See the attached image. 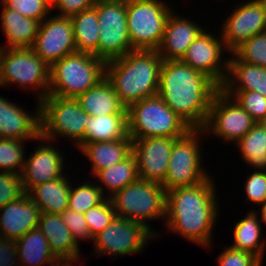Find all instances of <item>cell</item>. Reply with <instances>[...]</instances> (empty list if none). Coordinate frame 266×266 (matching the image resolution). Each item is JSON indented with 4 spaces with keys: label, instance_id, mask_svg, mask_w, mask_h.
<instances>
[{
    "label": "cell",
    "instance_id": "36",
    "mask_svg": "<svg viewBox=\"0 0 266 266\" xmlns=\"http://www.w3.org/2000/svg\"><path fill=\"white\" fill-rule=\"evenodd\" d=\"M232 53L240 61L266 68V31L243 42Z\"/></svg>",
    "mask_w": 266,
    "mask_h": 266
},
{
    "label": "cell",
    "instance_id": "10",
    "mask_svg": "<svg viewBox=\"0 0 266 266\" xmlns=\"http://www.w3.org/2000/svg\"><path fill=\"white\" fill-rule=\"evenodd\" d=\"M204 135L206 136L203 129H191L175 140L166 177L161 184L166 192L177 187L199 184L211 175L203 169L202 164L203 153L199 141Z\"/></svg>",
    "mask_w": 266,
    "mask_h": 266
},
{
    "label": "cell",
    "instance_id": "24",
    "mask_svg": "<svg viewBox=\"0 0 266 266\" xmlns=\"http://www.w3.org/2000/svg\"><path fill=\"white\" fill-rule=\"evenodd\" d=\"M76 100L90 116L127 114L110 81L104 77L95 86L79 95Z\"/></svg>",
    "mask_w": 266,
    "mask_h": 266
},
{
    "label": "cell",
    "instance_id": "31",
    "mask_svg": "<svg viewBox=\"0 0 266 266\" xmlns=\"http://www.w3.org/2000/svg\"><path fill=\"white\" fill-rule=\"evenodd\" d=\"M93 177L98 178L97 182L99 181V184L97 186L105 196L107 195L110 198L117 191L139 179L137 160L134 154L131 153L123 161L97 172ZM106 191L109 194L104 193Z\"/></svg>",
    "mask_w": 266,
    "mask_h": 266
},
{
    "label": "cell",
    "instance_id": "5",
    "mask_svg": "<svg viewBox=\"0 0 266 266\" xmlns=\"http://www.w3.org/2000/svg\"><path fill=\"white\" fill-rule=\"evenodd\" d=\"M116 217L139 222L159 238L160 235L147 221L166 218V191L155 182L137 179L110 197Z\"/></svg>",
    "mask_w": 266,
    "mask_h": 266
},
{
    "label": "cell",
    "instance_id": "49",
    "mask_svg": "<svg viewBox=\"0 0 266 266\" xmlns=\"http://www.w3.org/2000/svg\"><path fill=\"white\" fill-rule=\"evenodd\" d=\"M255 1L262 3L266 7V0H255Z\"/></svg>",
    "mask_w": 266,
    "mask_h": 266
},
{
    "label": "cell",
    "instance_id": "20",
    "mask_svg": "<svg viewBox=\"0 0 266 266\" xmlns=\"http://www.w3.org/2000/svg\"><path fill=\"white\" fill-rule=\"evenodd\" d=\"M41 211L26 193L0 208V237L17 240L37 228Z\"/></svg>",
    "mask_w": 266,
    "mask_h": 266
},
{
    "label": "cell",
    "instance_id": "11",
    "mask_svg": "<svg viewBox=\"0 0 266 266\" xmlns=\"http://www.w3.org/2000/svg\"><path fill=\"white\" fill-rule=\"evenodd\" d=\"M94 8L99 17L97 57L107 62L133 51L127 26V0H98Z\"/></svg>",
    "mask_w": 266,
    "mask_h": 266
},
{
    "label": "cell",
    "instance_id": "33",
    "mask_svg": "<svg viewBox=\"0 0 266 266\" xmlns=\"http://www.w3.org/2000/svg\"><path fill=\"white\" fill-rule=\"evenodd\" d=\"M234 146L246 165L253 170H266V128L260 123H255Z\"/></svg>",
    "mask_w": 266,
    "mask_h": 266
},
{
    "label": "cell",
    "instance_id": "28",
    "mask_svg": "<svg viewBox=\"0 0 266 266\" xmlns=\"http://www.w3.org/2000/svg\"><path fill=\"white\" fill-rule=\"evenodd\" d=\"M247 215L236 221L233 227V244L230 247L247 251L257 256L262 262L265 256L266 239L262 237V224L255 210L247 211ZM263 239V240H262Z\"/></svg>",
    "mask_w": 266,
    "mask_h": 266
},
{
    "label": "cell",
    "instance_id": "48",
    "mask_svg": "<svg viewBox=\"0 0 266 266\" xmlns=\"http://www.w3.org/2000/svg\"><path fill=\"white\" fill-rule=\"evenodd\" d=\"M258 123H260L264 128H266V115Z\"/></svg>",
    "mask_w": 266,
    "mask_h": 266
},
{
    "label": "cell",
    "instance_id": "21",
    "mask_svg": "<svg viewBox=\"0 0 266 266\" xmlns=\"http://www.w3.org/2000/svg\"><path fill=\"white\" fill-rule=\"evenodd\" d=\"M179 16L172 11L169 15L158 54L163 60H181L189 45L205 29L198 23Z\"/></svg>",
    "mask_w": 266,
    "mask_h": 266
},
{
    "label": "cell",
    "instance_id": "37",
    "mask_svg": "<svg viewBox=\"0 0 266 266\" xmlns=\"http://www.w3.org/2000/svg\"><path fill=\"white\" fill-rule=\"evenodd\" d=\"M3 5L40 23L52 12V0H4Z\"/></svg>",
    "mask_w": 266,
    "mask_h": 266
},
{
    "label": "cell",
    "instance_id": "39",
    "mask_svg": "<svg viewBox=\"0 0 266 266\" xmlns=\"http://www.w3.org/2000/svg\"><path fill=\"white\" fill-rule=\"evenodd\" d=\"M258 123L266 115V97L256 91L223 90Z\"/></svg>",
    "mask_w": 266,
    "mask_h": 266
},
{
    "label": "cell",
    "instance_id": "27",
    "mask_svg": "<svg viewBox=\"0 0 266 266\" xmlns=\"http://www.w3.org/2000/svg\"><path fill=\"white\" fill-rule=\"evenodd\" d=\"M71 181L69 175L36 185L29 192L30 198L41 213L61 214L68 209Z\"/></svg>",
    "mask_w": 266,
    "mask_h": 266
},
{
    "label": "cell",
    "instance_id": "4",
    "mask_svg": "<svg viewBox=\"0 0 266 266\" xmlns=\"http://www.w3.org/2000/svg\"><path fill=\"white\" fill-rule=\"evenodd\" d=\"M106 62L93 54L75 52L50 66L48 95L77 98L105 77Z\"/></svg>",
    "mask_w": 266,
    "mask_h": 266
},
{
    "label": "cell",
    "instance_id": "42",
    "mask_svg": "<svg viewBox=\"0 0 266 266\" xmlns=\"http://www.w3.org/2000/svg\"><path fill=\"white\" fill-rule=\"evenodd\" d=\"M218 266H262V261L254 254L226 247L221 254L217 256Z\"/></svg>",
    "mask_w": 266,
    "mask_h": 266
},
{
    "label": "cell",
    "instance_id": "35",
    "mask_svg": "<svg viewBox=\"0 0 266 266\" xmlns=\"http://www.w3.org/2000/svg\"><path fill=\"white\" fill-rule=\"evenodd\" d=\"M26 140L0 137V171L21 174L25 164Z\"/></svg>",
    "mask_w": 266,
    "mask_h": 266
},
{
    "label": "cell",
    "instance_id": "46",
    "mask_svg": "<svg viewBox=\"0 0 266 266\" xmlns=\"http://www.w3.org/2000/svg\"><path fill=\"white\" fill-rule=\"evenodd\" d=\"M80 259H81L80 256L76 258H60V259H56L50 266H74L75 262L77 265Z\"/></svg>",
    "mask_w": 266,
    "mask_h": 266
},
{
    "label": "cell",
    "instance_id": "8",
    "mask_svg": "<svg viewBox=\"0 0 266 266\" xmlns=\"http://www.w3.org/2000/svg\"><path fill=\"white\" fill-rule=\"evenodd\" d=\"M87 120L90 115L75 98L48 95L41 101V136L54 143L59 136L78 147L84 140Z\"/></svg>",
    "mask_w": 266,
    "mask_h": 266
},
{
    "label": "cell",
    "instance_id": "16",
    "mask_svg": "<svg viewBox=\"0 0 266 266\" xmlns=\"http://www.w3.org/2000/svg\"><path fill=\"white\" fill-rule=\"evenodd\" d=\"M32 50L49 66L77 52L70 17L48 16L39 25Z\"/></svg>",
    "mask_w": 266,
    "mask_h": 266
},
{
    "label": "cell",
    "instance_id": "17",
    "mask_svg": "<svg viewBox=\"0 0 266 266\" xmlns=\"http://www.w3.org/2000/svg\"><path fill=\"white\" fill-rule=\"evenodd\" d=\"M36 141L41 143L35 147L32 154L30 153L31 156L28 159L26 158L21 173L26 193L36 185L52 181L66 174V171H64L65 157L61 153L62 150L54 147L53 141L47 140L42 136Z\"/></svg>",
    "mask_w": 266,
    "mask_h": 266
},
{
    "label": "cell",
    "instance_id": "25",
    "mask_svg": "<svg viewBox=\"0 0 266 266\" xmlns=\"http://www.w3.org/2000/svg\"><path fill=\"white\" fill-rule=\"evenodd\" d=\"M0 24L7 41L1 47L22 48L32 47L38 34L40 22L9 10L2 4Z\"/></svg>",
    "mask_w": 266,
    "mask_h": 266
},
{
    "label": "cell",
    "instance_id": "19",
    "mask_svg": "<svg viewBox=\"0 0 266 266\" xmlns=\"http://www.w3.org/2000/svg\"><path fill=\"white\" fill-rule=\"evenodd\" d=\"M33 112L0 96V137L35 141L41 136V102L37 100Z\"/></svg>",
    "mask_w": 266,
    "mask_h": 266
},
{
    "label": "cell",
    "instance_id": "18",
    "mask_svg": "<svg viewBox=\"0 0 266 266\" xmlns=\"http://www.w3.org/2000/svg\"><path fill=\"white\" fill-rule=\"evenodd\" d=\"M177 138L149 137L132 139L139 178L162 184L165 180L172 146Z\"/></svg>",
    "mask_w": 266,
    "mask_h": 266
},
{
    "label": "cell",
    "instance_id": "12",
    "mask_svg": "<svg viewBox=\"0 0 266 266\" xmlns=\"http://www.w3.org/2000/svg\"><path fill=\"white\" fill-rule=\"evenodd\" d=\"M157 237L145 225L125 218L116 217L93 238L96 256H129L138 254Z\"/></svg>",
    "mask_w": 266,
    "mask_h": 266
},
{
    "label": "cell",
    "instance_id": "40",
    "mask_svg": "<svg viewBox=\"0 0 266 266\" xmlns=\"http://www.w3.org/2000/svg\"><path fill=\"white\" fill-rule=\"evenodd\" d=\"M25 194L21 174L0 171V208Z\"/></svg>",
    "mask_w": 266,
    "mask_h": 266
},
{
    "label": "cell",
    "instance_id": "32",
    "mask_svg": "<svg viewBox=\"0 0 266 266\" xmlns=\"http://www.w3.org/2000/svg\"><path fill=\"white\" fill-rule=\"evenodd\" d=\"M73 23L74 41L77 52L97 57L99 42V17L94 7L70 17Z\"/></svg>",
    "mask_w": 266,
    "mask_h": 266
},
{
    "label": "cell",
    "instance_id": "34",
    "mask_svg": "<svg viewBox=\"0 0 266 266\" xmlns=\"http://www.w3.org/2000/svg\"><path fill=\"white\" fill-rule=\"evenodd\" d=\"M86 181L81 185L79 183V186L77 184V187L71 183L68 209L84 214L89 208L97 206L107 198L97 186V182L95 184L92 183L94 181Z\"/></svg>",
    "mask_w": 266,
    "mask_h": 266
},
{
    "label": "cell",
    "instance_id": "30",
    "mask_svg": "<svg viewBox=\"0 0 266 266\" xmlns=\"http://www.w3.org/2000/svg\"><path fill=\"white\" fill-rule=\"evenodd\" d=\"M15 243L20 266H50L57 259L39 228L31 229Z\"/></svg>",
    "mask_w": 266,
    "mask_h": 266
},
{
    "label": "cell",
    "instance_id": "9",
    "mask_svg": "<svg viewBox=\"0 0 266 266\" xmlns=\"http://www.w3.org/2000/svg\"><path fill=\"white\" fill-rule=\"evenodd\" d=\"M163 0H127V26L133 50H157L172 7Z\"/></svg>",
    "mask_w": 266,
    "mask_h": 266
},
{
    "label": "cell",
    "instance_id": "23",
    "mask_svg": "<svg viewBox=\"0 0 266 266\" xmlns=\"http://www.w3.org/2000/svg\"><path fill=\"white\" fill-rule=\"evenodd\" d=\"M230 54L228 73L220 89L256 91L266 97V68L240 61Z\"/></svg>",
    "mask_w": 266,
    "mask_h": 266
},
{
    "label": "cell",
    "instance_id": "2",
    "mask_svg": "<svg viewBox=\"0 0 266 266\" xmlns=\"http://www.w3.org/2000/svg\"><path fill=\"white\" fill-rule=\"evenodd\" d=\"M219 89L206 74L181 60H163L157 95L192 129L204 127Z\"/></svg>",
    "mask_w": 266,
    "mask_h": 266
},
{
    "label": "cell",
    "instance_id": "6",
    "mask_svg": "<svg viewBox=\"0 0 266 266\" xmlns=\"http://www.w3.org/2000/svg\"><path fill=\"white\" fill-rule=\"evenodd\" d=\"M127 121L131 139L180 138L192 129L159 95L132 104L127 109Z\"/></svg>",
    "mask_w": 266,
    "mask_h": 266
},
{
    "label": "cell",
    "instance_id": "44",
    "mask_svg": "<svg viewBox=\"0 0 266 266\" xmlns=\"http://www.w3.org/2000/svg\"><path fill=\"white\" fill-rule=\"evenodd\" d=\"M98 0H52V11H58V16L72 17L81 11L92 8Z\"/></svg>",
    "mask_w": 266,
    "mask_h": 266
},
{
    "label": "cell",
    "instance_id": "3",
    "mask_svg": "<svg viewBox=\"0 0 266 266\" xmlns=\"http://www.w3.org/2000/svg\"><path fill=\"white\" fill-rule=\"evenodd\" d=\"M162 64L157 50H133L107 61L105 77L128 109L136 102L157 95Z\"/></svg>",
    "mask_w": 266,
    "mask_h": 266
},
{
    "label": "cell",
    "instance_id": "7",
    "mask_svg": "<svg viewBox=\"0 0 266 266\" xmlns=\"http://www.w3.org/2000/svg\"><path fill=\"white\" fill-rule=\"evenodd\" d=\"M49 82L50 66L31 47L3 48L0 87L18 84L22 90L35 89L36 100L41 102L48 96Z\"/></svg>",
    "mask_w": 266,
    "mask_h": 266
},
{
    "label": "cell",
    "instance_id": "45",
    "mask_svg": "<svg viewBox=\"0 0 266 266\" xmlns=\"http://www.w3.org/2000/svg\"><path fill=\"white\" fill-rule=\"evenodd\" d=\"M0 266H20L15 240L0 237Z\"/></svg>",
    "mask_w": 266,
    "mask_h": 266
},
{
    "label": "cell",
    "instance_id": "29",
    "mask_svg": "<svg viewBox=\"0 0 266 266\" xmlns=\"http://www.w3.org/2000/svg\"><path fill=\"white\" fill-rule=\"evenodd\" d=\"M127 136V114L90 116V120H87L85 124L84 140L77 149L80 150L85 144L116 141Z\"/></svg>",
    "mask_w": 266,
    "mask_h": 266
},
{
    "label": "cell",
    "instance_id": "13",
    "mask_svg": "<svg viewBox=\"0 0 266 266\" xmlns=\"http://www.w3.org/2000/svg\"><path fill=\"white\" fill-rule=\"evenodd\" d=\"M252 117L231 96L219 89L211 102L205 134L216 135L225 142L237 143L255 124ZM210 133V134H209Z\"/></svg>",
    "mask_w": 266,
    "mask_h": 266
},
{
    "label": "cell",
    "instance_id": "26",
    "mask_svg": "<svg viewBox=\"0 0 266 266\" xmlns=\"http://www.w3.org/2000/svg\"><path fill=\"white\" fill-rule=\"evenodd\" d=\"M80 153H83L89 160L91 175L107 169L110 166L123 161L132 153V139L128 135L126 138L116 141H102L85 144Z\"/></svg>",
    "mask_w": 266,
    "mask_h": 266
},
{
    "label": "cell",
    "instance_id": "1",
    "mask_svg": "<svg viewBox=\"0 0 266 266\" xmlns=\"http://www.w3.org/2000/svg\"><path fill=\"white\" fill-rule=\"evenodd\" d=\"M216 189L210 175L199 184L167 191L164 225L168 232L207 249L212 246V231L220 214Z\"/></svg>",
    "mask_w": 266,
    "mask_h": 266
},
{
    "label": "cell",
    "instance_id": "22",
    "mask_svg": "<svg viewBox=\"0 0 266 266\" xmlns=\"http://www.w3.org/2000/svg\"><path fill=\"white\" fill-rule=\"evenodd\" d=\"M37 228L46 236L49 247L57 259L80 256L81 247L73 239L60 214L41 213Z\"/></svg>",
    "mask_w": 266,
    "mask_h": 266
},
{
    "label": "cell",
    "instance_id": "38",
    "mask_svg": "<svg viewBox=\"0 0 266 266\" xmlns=\"http://www.w3.org/2000/svg\"><path fill=\"white\" fill-rule=\"evenodd\" d=\"M84 215L92 240L116 218L115 209L109 197L97 206L89 208Z\"/></svg>",
    "mask_w": 266,
    "mask_h": 266
},
{
    "label": "cell",
    "instance_id": "14",
    "mask_svg": "<svg viewBox=\"0 0 266 266\" xmlns=\"http://www.w3.org/2000/svg\"><path fill=\"white\" fill-rule=\"evenodd\" d=\"M213 33L204 29L189 45L181 61L206 74L221 87L228 73L229 56L227 58L222 57L223 53L228 52V50L221 35L218 38Z\"/></svg>",
    "mask_w": 266,
    "mask_h": 266
},
{
    "label": "cell",
    "instance_id": "41",
    "mask_svg": "<svg viewBox=\"0 0 266 266\" xmlns=\"http://www.w3.org/2000/svg\"><path fill=\"white\" fill-rule=\"evenodd\" d=\"M245 179V202L258 204V207L264 205L266 203V170H253V173Z\"/></svg>",
    "mask_w": 266,
    "mask_h": 266
},
{
    "label": "cell",
    "instance_id": "47",
    "mask_svg": "<svg viewBox=\"0 0 266 266\" xmlns=\"http://www.w3.org/2000/svg\"><path fill=\"white\" fill-rule=\"evenodd\" d=\"M258 209L259 211H256V213L260 214L261 223H264L266 225V203L264 205H261V208Z\"/></svg>",
    "mask_w": 266,
    "mask_h": 266
},
{
    "label": "cell",
    "instance_id": "15",
    "mask_svg": "<svg viewBox=\"0 0 266 266\" xmlns=\"http://www.w3.org/2000/svg\"><path fill=\"white\" fill-rule=\"evenodd\" d=\"M232 9L223 22L221 38L228 53H232L243 42L266 31V7L255 0H247Z\"/></svg>",
    "mask_w": 266,
    "mask_h": 266
},
{
    "label": "cell",
    "instance_id": "43",
    "mask_svg": "<svg viewBox=\"0 0 266 266\" xmlns=\"http://www.w3.org/2000/svg\"><path fill=\"white\" fill-rule=\"evenodd\" d=\"M60 216L78 245L80 240L92 239L83 213L67 209Z\"/></svg>",
    "mask_w": 266,
    "mask_h": 266
}]
</instances>
